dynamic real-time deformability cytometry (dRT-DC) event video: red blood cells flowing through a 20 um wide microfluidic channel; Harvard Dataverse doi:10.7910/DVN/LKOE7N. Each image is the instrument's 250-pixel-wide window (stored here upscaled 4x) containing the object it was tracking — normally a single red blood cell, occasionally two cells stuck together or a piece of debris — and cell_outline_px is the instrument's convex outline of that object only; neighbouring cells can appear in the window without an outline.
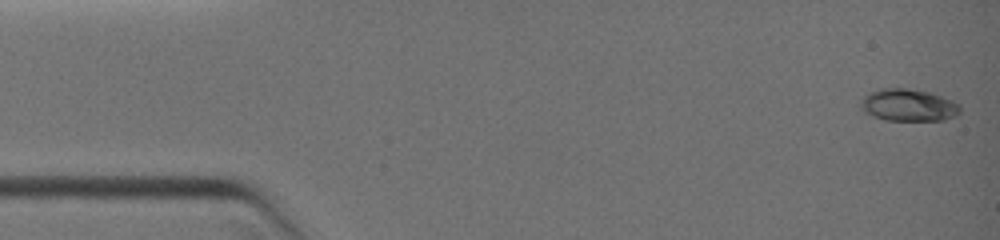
{"species": "common noctule bat (a hibernating species)", "species_latin": "Nyctalus noctula", "temperature_condition": "warm", "stored_images_in_passage": 17, "camera_frame_rate_fps": 3000, "um_per_image_px": 0.085, "animal": {"sex": "female", "body_mass_g": 19.0, "forearm_length_mm": 51.5}, "frame": {"image": 1, "passage_image": 1, "time_ms": 0.0, "image_size_px": [1000, 240], "cell_outline_px": [[960, 112], [956, 116], [944, 120], [884, 120], [872, 116], [864, 112], [860, 108], [860, 100], [864, 96], [880, 88], [908, 88], [928, 92], [952, 100], [960, 104]], "centroid_in_image_um": [77.2, 8.94], "position_along_channel_um": 7.8, "area_um2": 18.73}}
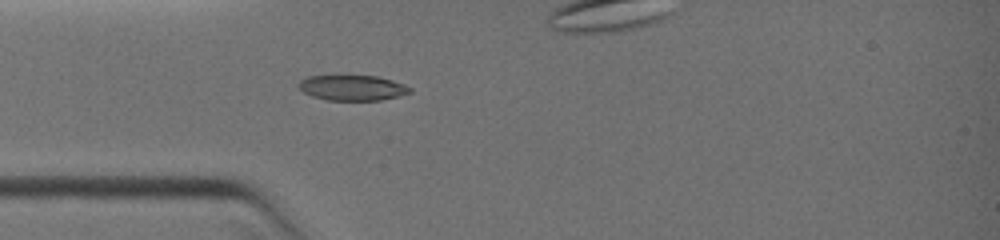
{"frame": {"image": 2, "passage_image": 12, "time_ms": 3.667, "image_size_px": [1000, 240], "cell_outline_px": [[412, 92], [400, 96], [380, 100], [328, 100], [312, 96], [304, 92], [296, 84], [300, 80], [308, 76], [376, 76], [392, 80], [404, 84], [412, 88]], "centroid_in_image_um": [29.97, 7.46], "position_along_channel_um": 55.0, "area_um2": 16.42}}